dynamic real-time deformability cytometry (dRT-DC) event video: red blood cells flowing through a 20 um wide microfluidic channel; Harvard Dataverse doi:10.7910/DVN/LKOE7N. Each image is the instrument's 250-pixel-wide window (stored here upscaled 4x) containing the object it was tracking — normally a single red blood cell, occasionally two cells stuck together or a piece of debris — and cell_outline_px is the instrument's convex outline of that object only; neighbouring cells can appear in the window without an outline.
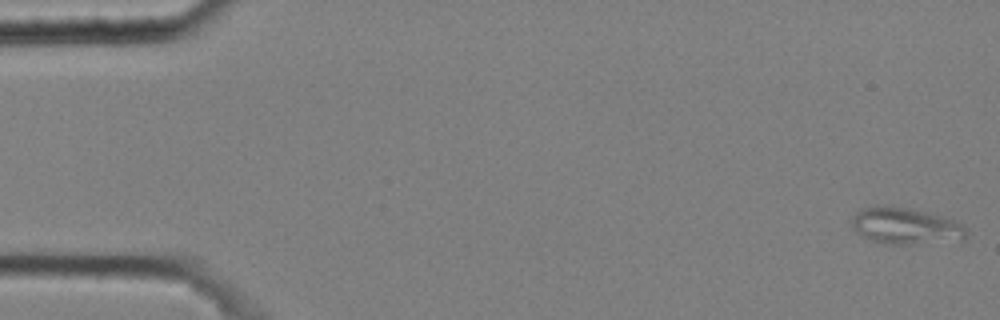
{"species": "common noctule bat (a hibernating species)", "species_latin": "Nyctalus noctula", "temperature_condition": "cold", "stored_images_in_passage": 53, "camera_frame_rate_fps": 3000, "um_per_image_px": 0.085, "animal": {"sex": "male", "body_mass_g": 20.4}, "frame": {"image": 1, "passage_image": 1, "time_ms": 0.0, "image_size_px": [1000, 320], "cell_outline_px": [[968, 236], [964, 240], [908, 244], [888, 244], [872, 240], [856, 232], [852, 224], [852, 216], [856, 212], [864, 208], [876, 204], [908, 208], [940, 216], [952, 220], [960, 224], [964, 228]], "centroid_in_image_um": [76.94, 19.2], "position_along_channel_um": 8.1, "area_um2": 24.1}}
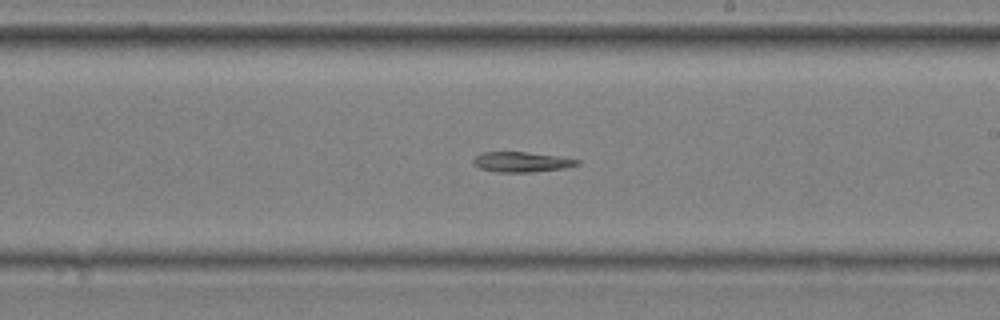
{"frame": {"image": 2, "passage_image": 32, "time_ms": 10.333, "image_size_px": [1000, 320], "cell_outline_px": [[580, 164], [560, 168], [532, 172], [496, 172], [480, 168], [472, 164], [472, 160], [480, 152], [528, 152], [556, 156], [580, 160]], "centroid_in_image_um": [44.26, 13.76], "position_along_channel_um": 244.7, "area_um2": 12.08}}
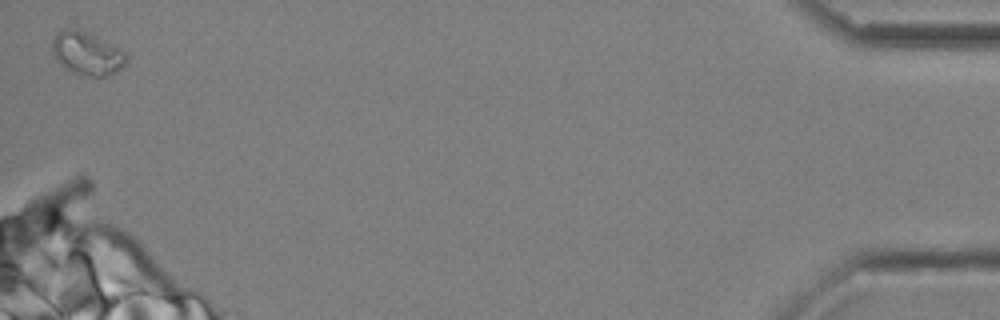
{"frame": {"image": 3, "passage_image": 53, "time_ms": 17.333, "image_size_px": [1000, 320], "cell_outline_px": [[128, 60], [124, 68], [108, 76], [88, 76], [72, 72], [60, 64], [52, 56], [52, 40], [56, 32], [72, 28], [96, 36], [120, 48], [128, 56]], "centroid_in_image_um": [7.41, 4.56], "position_along_channel_um": 427.8, "area_um2": 18.73}}